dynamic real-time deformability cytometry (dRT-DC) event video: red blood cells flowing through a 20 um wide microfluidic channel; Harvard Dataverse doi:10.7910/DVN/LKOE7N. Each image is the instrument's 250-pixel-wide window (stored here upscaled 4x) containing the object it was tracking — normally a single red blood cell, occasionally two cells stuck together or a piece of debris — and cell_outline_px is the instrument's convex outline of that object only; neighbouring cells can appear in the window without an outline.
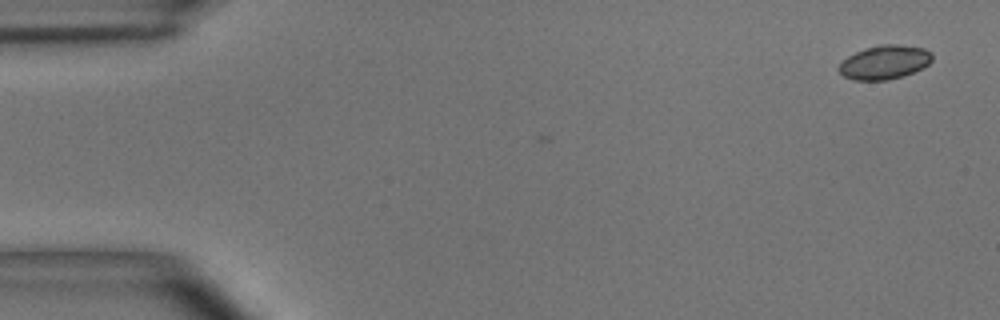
{"species": "common noctule bat (a hibernating species)", "species_latin": "Nyctalus noctula", "temperature_condition": "room temperature", "stored_images_in_passage": 4, "camera_frame_rate_fps": 3000, "um_per_image_px": 0.085, "animal": {"sex": "male", "body_mass_g": 15.6}, "frame": {"image": 1, "passage_image": 4, "time_ms": 1.0, "image_size_px": [1000, 320], "cell_outline_px": [[932, 60], [924, 68], [904, 76], [888, 80], [852, 80], [844, 76], [836, 68], [848, 56], [856, 52], [880, 44], [896, 44], [924, 48], [932, 52]], "centroid_in_image_um": [75.21, 5.3], "position_along_channel_um": 9.8, "area_um2": 18.5}}